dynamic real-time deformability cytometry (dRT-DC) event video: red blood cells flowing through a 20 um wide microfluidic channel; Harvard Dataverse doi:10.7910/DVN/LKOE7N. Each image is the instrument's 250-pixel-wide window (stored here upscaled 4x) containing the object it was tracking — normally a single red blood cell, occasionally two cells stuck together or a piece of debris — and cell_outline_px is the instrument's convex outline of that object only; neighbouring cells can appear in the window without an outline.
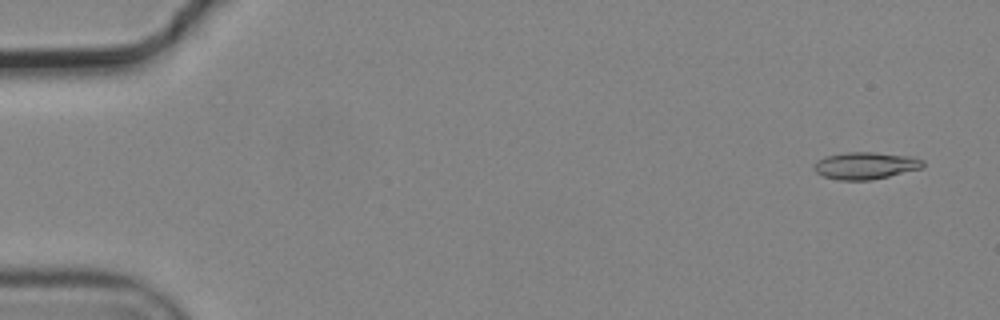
{"species": "common noctule bat (a hibernating species)", "species_latin": "Nyctalus noctula", "temperature_condition": "cold", "stored_images_in_passage": 5, "camera_frame_rate_fps": 3000, "um_per_image_px": 0.085, "animal": {"sex": "male", "body_mass_g": 19.2, "forearm_length_mm": 51.8}, "frame": {"image": 1, "passage_image": 1, "time_ms": 0.0, "image_size_px": [1000, 320], "cell_outline_px": [[924, 164], [920, 168], [888, 176], [868, 180], [840, 180], [824, 176], [816, 172], [812, 168], [812, 164], [816, 160], [824, 156], [848, 152], [872, 152], [912, 156], [924, 160]], "centroid_in_image_um": [73.51, 14.06], "position_along_channel_um": 11.5, "area_um2": 17.17}}
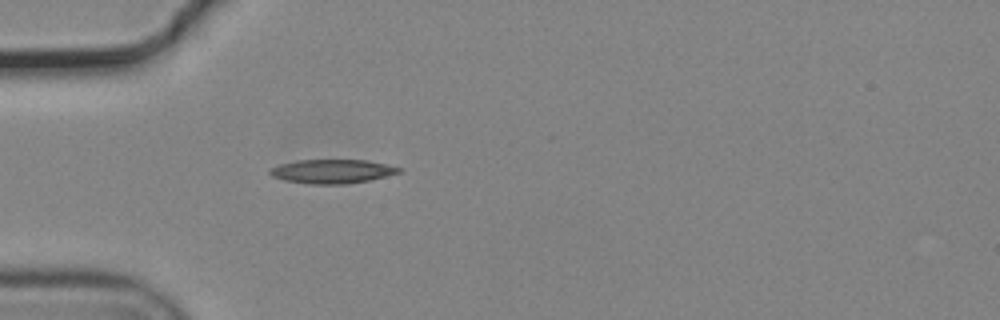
{"frame": {"image": 2, "passage_image": 5, "time_ms": 1.333, "image_size_px": [1000, 320], "cell_outline_px": [[400, 172], [368, 180], [344, 184], [312, 184], [284, 180], [272, 176], [268, 172], [272, 168], [280, 164], [296, 160], [368, 160], [400, 168]], "centroid_in_image_um": [28.18, 14.56], "position_along_channel_um": 56.8, "area_um2": 17.69}}